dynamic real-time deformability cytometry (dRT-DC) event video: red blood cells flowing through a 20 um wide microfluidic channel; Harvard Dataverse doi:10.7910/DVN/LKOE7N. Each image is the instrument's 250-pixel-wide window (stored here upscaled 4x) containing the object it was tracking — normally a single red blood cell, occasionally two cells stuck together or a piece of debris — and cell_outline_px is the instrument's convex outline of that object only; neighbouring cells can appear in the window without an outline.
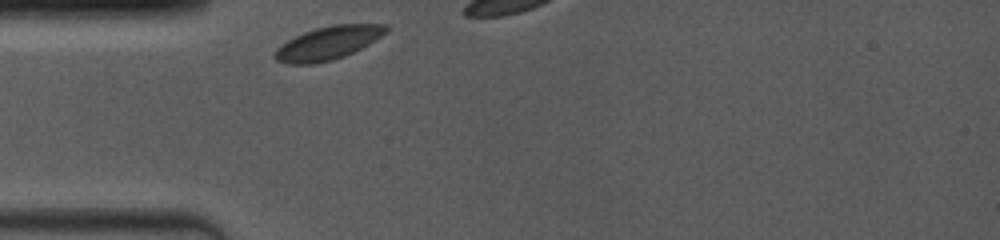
{"species": "common noctule bat (a hibernating species)", "species_latin": "Nyctalus noctula", "temperature_condition": "room temperature", "stored_images_in_passage": 4, "camera_frame_rate_fps": 4000, "um_per_image_px": 0.085, "animal": {"sex": "female", "body_mass_g": 19.0, "forearm_length_mm": 53.3}, "frame": {"image": 1, "passage_image": 1, "time_ms": 0.0, "image_size_px": [1000, 240], "cell_outline_px": [[388, 32], [368, 44], [344, 56], [332, 60], [312, 64], [284, 64], [276, 60], [272, 56], [276, 48], [280, 44], [304, 32], [316, 28], [336, 24], [388, 24]], "centroid_in_image_um": [27.85, 3.66], "position_along_channel_um": 57.1, "area_um2": 21.56}}